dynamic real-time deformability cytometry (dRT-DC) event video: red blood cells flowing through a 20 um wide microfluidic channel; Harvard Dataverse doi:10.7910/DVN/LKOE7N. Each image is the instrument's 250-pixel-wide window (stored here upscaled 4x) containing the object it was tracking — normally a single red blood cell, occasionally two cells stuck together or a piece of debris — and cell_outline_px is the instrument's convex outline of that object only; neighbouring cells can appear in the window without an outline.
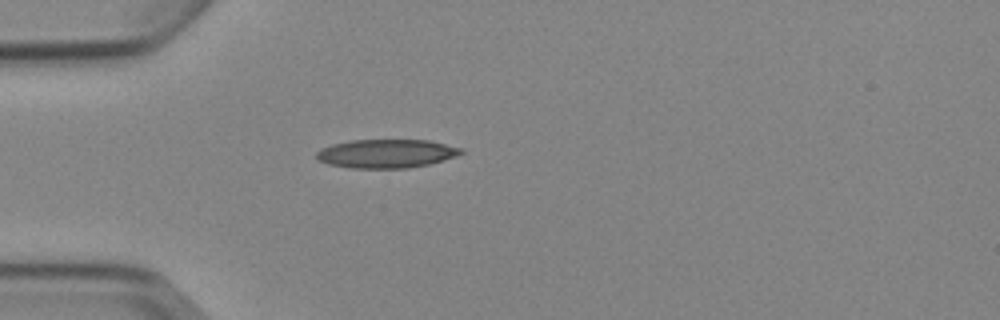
{"species": "Egyptian fruit bat (a non-hibernating species)", "species_latin": "Rousettus aegyptiacus", "temperature_condition": "cold", "stored_images_in_passage": 1, "camera_frame_rate_fps": 3000, "um_per_image_px": 0.085, "animal": {"sex": "female"}, "frame": {"image": 1, "passage_image": 1, "time_ms": 0.0, "image_size_px": [1000, 320], "cell_outline_px": [[464, 152], [456, 156], [444, 160], [428, 164], [408, 168], [352, 168], [328, 164], [316, 160], [316, 152], [320, 148], [332, 144], [352, 140], [428, 140], [464, 148]], "centroid_in_image_um": [32.83, 13.05], "position_along_channel_um": 52.2, "area_um2": 24.28}}